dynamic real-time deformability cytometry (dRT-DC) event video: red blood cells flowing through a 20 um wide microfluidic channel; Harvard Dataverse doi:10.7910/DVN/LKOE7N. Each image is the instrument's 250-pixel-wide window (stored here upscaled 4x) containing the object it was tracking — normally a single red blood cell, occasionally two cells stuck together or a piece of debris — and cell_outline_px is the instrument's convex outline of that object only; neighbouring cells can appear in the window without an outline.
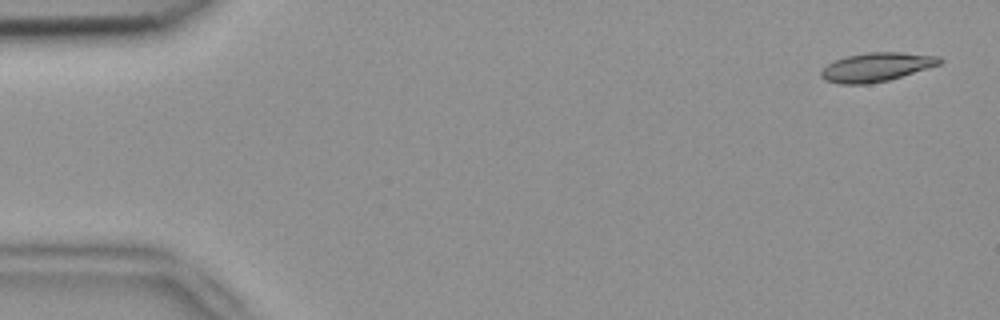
{"species": "common noctule bat (a hibernating species)", "species_latin": "Nyctalus noctula", "temperature_condition": "room temperature", "stored_images_in_passage": 7, "camera_frame_rate_fps": 3000, "um_per_image_px": 0.085, "animal": {"sex": "female", "body_mass_g": 18.4}, "frame": {"image": 1, "passage_image": 1, "time_ms": 0.0, "image_size_px": [1000, 320], "cell_outline_px": [[944, 60], [940, 64], [928, 68], [888, 80], [868, 84], [840, 84], [824, 80], [820, 76], [820, 72], [828, 64], [836, 60], [848, 56], [868, 52], [900, 52], [940, 56]], "centroid_in_image_um": [74.51, 5.7], "position_along_channel_um": 10.5, "area_um2": 19.83}}
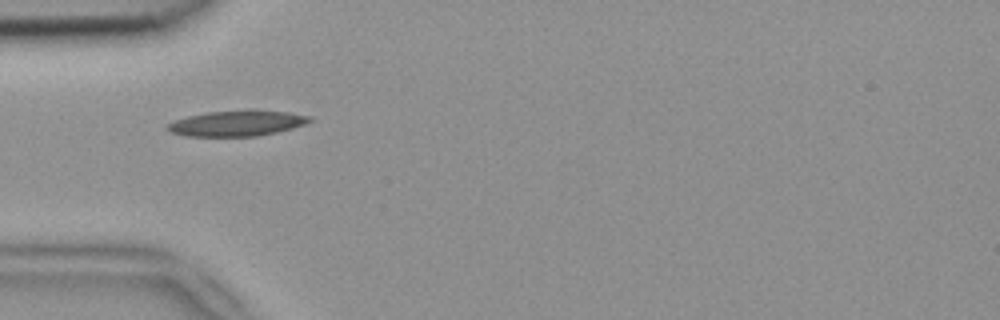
{"frame": {"image": 2, "passage_image": 4, "time_ms": 1.0, "image_size_px": [1000, 320], "cell_outline_px": [[312, 120], [304, 124], [292, 128], [276, 132], [256, 136], [184, 136], [168, 132], [164, 128], [168, 124], [176, 120], [188, 116], [204, 112], [252, 108], [256, 108], [288, 112], [312, 116]], "centroid_in_image_um": [20.13, 10.45], "position_along_channel_um": 64.9, "area_um2": 21.79}}
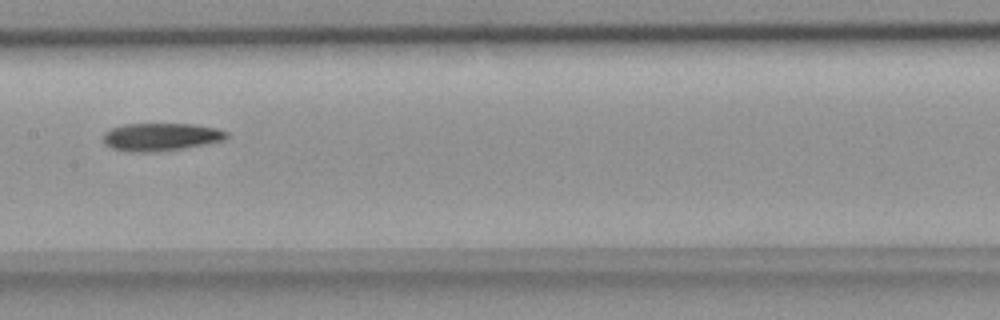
{"frame": {"image": 3, "passage_image": 7, "time_ms": 2.0, "image_size_px": [1000, 320], "cell_outline_px": [[228, 136], [224, 140], [204, 144], [180, 148], [152, 152], [136, 152], [112, 148], [104, 144], [104, 132], [112, 128], [124, 124], [196, 124], [216, 128], [228, 132]], "centroid_in_image_um": [13.67, 11.62], "position_along_channel_um": 193.7, "area_um2": 19.77}}